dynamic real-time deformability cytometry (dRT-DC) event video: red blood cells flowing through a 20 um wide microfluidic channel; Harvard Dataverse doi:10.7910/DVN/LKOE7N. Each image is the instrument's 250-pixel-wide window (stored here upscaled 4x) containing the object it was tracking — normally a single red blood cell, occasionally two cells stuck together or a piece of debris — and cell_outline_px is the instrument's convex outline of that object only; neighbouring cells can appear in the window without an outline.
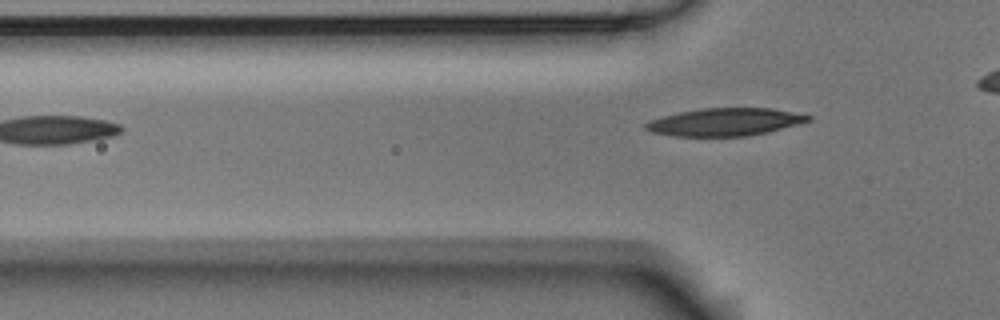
{"species": "Egyptian fruit bat (a non-hibernating species)", "species_latin": "Rousettus aegyptiacus", "temperature_condition": "room temperature", "stored_images_in_passage": 4, "camera_frame_rate_fps": 3000, "um_per_image_px": 0.085, "animal": {"sex": "male"}, "frame": {"image": 1, "passage_image": 4, "time_ms": 1.0, "image_size_px": [1000, 320], "cell_outline_px": [[812, 120], [768, 132], [748, 136], [676, 136], [652, 132], [644, 128], [644, 124], [648, 120], [660, 116], [700, 108], [772, 108], [812, 116]], "centroid_in_image_um": [61.59, 10.36], "position_along_channel_um": 64.2, "area_um2": 26.24}}